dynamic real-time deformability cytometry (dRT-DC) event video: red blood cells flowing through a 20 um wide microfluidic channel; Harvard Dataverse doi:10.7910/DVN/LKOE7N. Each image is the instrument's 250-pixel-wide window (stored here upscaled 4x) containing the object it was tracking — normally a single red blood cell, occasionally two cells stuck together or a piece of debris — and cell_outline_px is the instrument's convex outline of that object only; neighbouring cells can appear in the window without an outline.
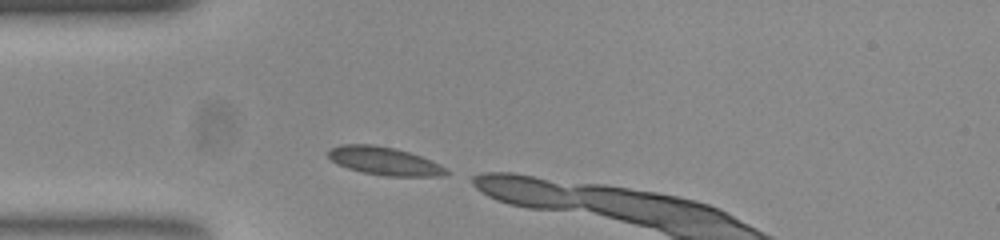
{"species": "common noctule bat (a hibernating species)", "species_latin": "Nyctalus noctula", "temperature_condition": "room temperature", "stored_images_in_passage": 4, "camera_frame_rate_fps": 3000, "um_per_image_px": 0.085, "animal": {"sex": "female", "body_mass_g": 23.0, "forearm_length_mm": 53.4}, "frame": {"image": 1, "passage_image": 1, "time_ms": 0.0, "image_size_px": [1000, 240], "cell_outline_px": [[448, 172], [444, 176], [384, 176], [364, 172], [348, 168], [336, 164], [328, 156], [328, 152], [332, 148], [340, 144], [372, 144], [392, 148], [408, 152], [420, 156], [444, 168]], "centroid_in_image_um": [32.61, 13.68], "position_along_channel_um": 52.4, "area_um2": 18.9}}